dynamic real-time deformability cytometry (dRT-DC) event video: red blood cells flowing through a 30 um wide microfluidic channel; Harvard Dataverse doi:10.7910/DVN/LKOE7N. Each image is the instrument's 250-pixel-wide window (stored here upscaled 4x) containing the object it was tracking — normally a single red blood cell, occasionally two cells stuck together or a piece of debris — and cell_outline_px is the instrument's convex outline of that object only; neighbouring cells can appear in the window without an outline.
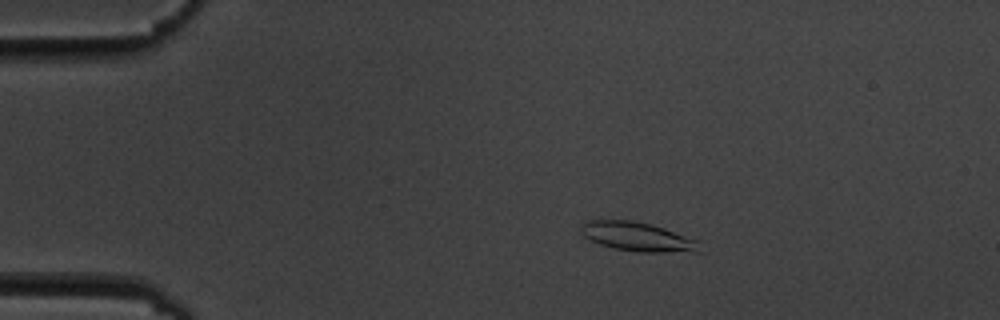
{"species": "common noctule bat (a hibernating species)", "species_latin": "Nyctalus noctula", "temperature_condition": "cold", "stored_images_in_passage": 6, "camera_frame_rate_fps": 3000, "um_per_image_px": 0.085, "animal": {"sex": "male", "body_mass_g": 19.5, "forearm_length_mm": 54.6}, "frame": {"image": 1, "passage_image": 2, "time_ms": 1.0, "image_size_px": [1000, 320], "cell_outline_px": [[704, 252], [640, 252], [612, 248], [600, 244], [584, 236], [580, 232], [580, 224], [588, 220], [600, 216], [632, 220], [652, 224], [700, 240]], "centroid_in_image_um": [54.18, 20.08], "position_along_channel_um": 30.8, "area_um2": 21.15}}
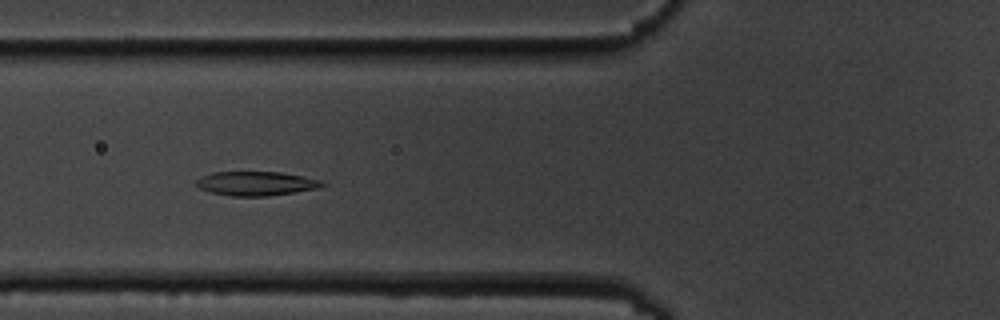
{"frame": {"image": 2, "passage_image": 5, "time_ms": 4.667, "image_size_px": [1000, 320], "cell_outline_px": [[328, 184], [316, 188], [268, 196], [228, 196], [212, 192], [200, 188], [196, 184], [196, 180], [200, 176], [212, 172], [280, 172], [320, 180]], "centroid_in_image_um": [21.72, 15.59], "position_along_channel_um": 104.1, "area_um2": 17.51}}
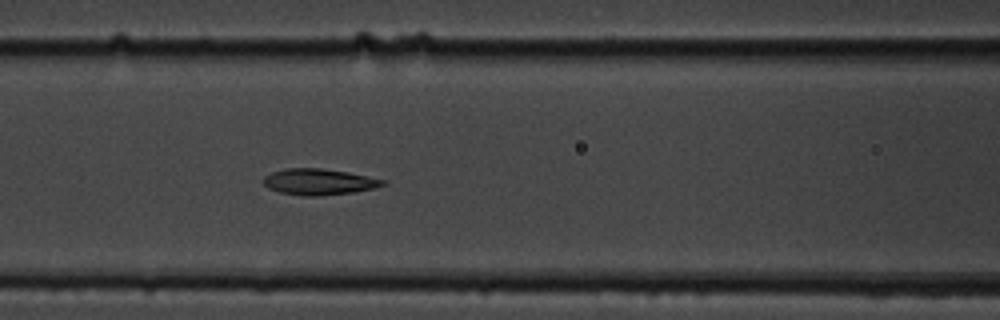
{"frame": {"image": 3, "passage_image": 6, "time_ms": 5.667, "image_size_px": [1000, 320], "cell_outline_px": [[388, 184], [376, 188], [352, 192], [320, 196], [304, 196], [280, 192], [268, 188], [264, 184], [264, 176], [272, 172], [288, 168], [320, 168], [348, 172], [388, 180]], "centroid_in_image_um": [27.16, 15.45], "position_along_channel_um": 139.4, "area_um2": 18.26}}